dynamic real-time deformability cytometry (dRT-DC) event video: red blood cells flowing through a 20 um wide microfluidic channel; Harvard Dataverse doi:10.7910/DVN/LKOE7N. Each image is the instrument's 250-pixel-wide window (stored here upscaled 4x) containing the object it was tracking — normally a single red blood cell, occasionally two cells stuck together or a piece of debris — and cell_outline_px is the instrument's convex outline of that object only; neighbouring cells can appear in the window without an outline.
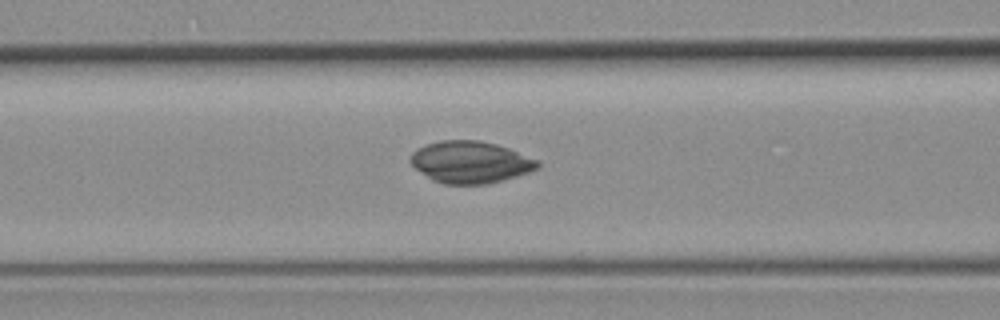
{"species": "common noctule bat (a hibernating species)", "species_latin": "Nyctalus noctula", "temperature_condition": "room temperature", "stored_images_in_passage": 51, "segment_of_instrument_passage": [1, 2], "camera_frame_rate_fps": 3000, "um_per_image_px": 0.085, "animal": {"sex": "female", "body_mass_g": 19.3, "forearm_length_mm": 54.1}, "frame": {"image": 1, "passage_image": 17, "time_ms": 5.333, "image_size_px": [1000, 320], "cell_outline_px": [[536, 164], [532, 168], [520, 172], [492, 180], [440, 180], [420, 168], [412, 160], [424, 148], [436, 144], [484, 144], [500, 148]], "centroid_in_image_um": [39.93, 13.78], "position_along_channel_um": 126.7, "area_um2": 23.99}}
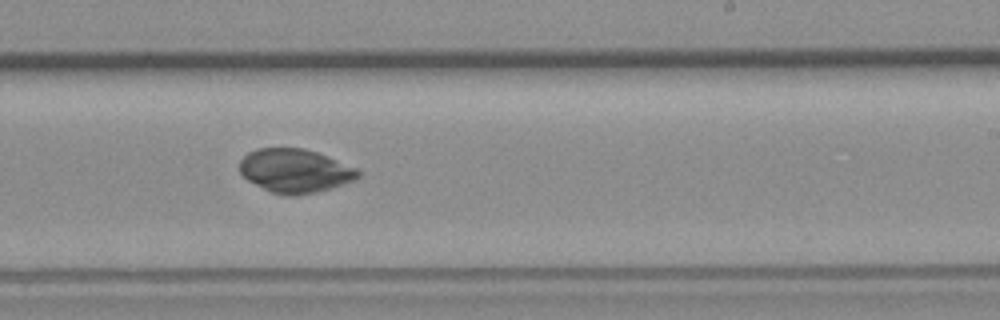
{"frame": {"image": 2, "passage_image": 28, "time_ms": 9.0, "image_size_px": [1000, 320], "cell_outline_px": [[356, 172], [352, 176], [316, 188], [300, 192], [284, 192], [272, 188], [252, 180], [240, 168], [244, 160], [248, 156], [256, 152], [268, 148], [292, 148], [308, 152], [328, 160]], "centroid_in_image_um": [24.86, 14.43], "position_along_channel_um": 264.1, "area_um2": 24.33}}
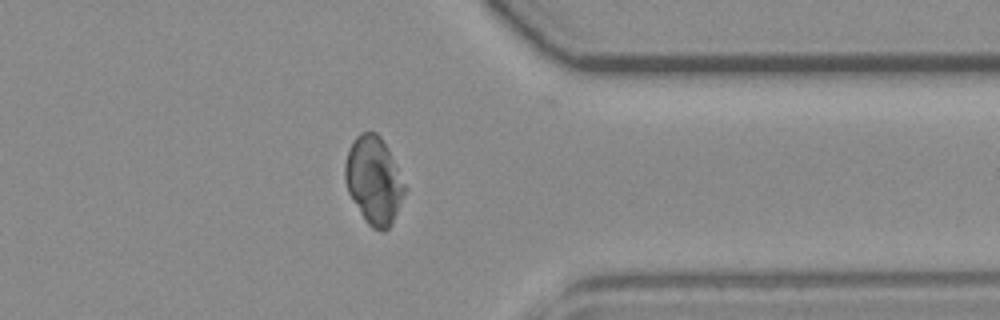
{"frame": {"image": 3, "passage_image": 38, "time_ms": 12.333, "image_size_px": [1000, 320], "cell_outline_px": [[392, 212], [388, 224], [384, 228], [376, 228], [364, 216], [352, 196], [348, 188], [348, 156], [352, 144], [360, 136], [368, 132], [372, 132], [380, 140], [392, 192]], "centroid_in_image_um": [31.47, 15.3], "position_along_channel_um": 379.9, "area_um2": 22.43}}